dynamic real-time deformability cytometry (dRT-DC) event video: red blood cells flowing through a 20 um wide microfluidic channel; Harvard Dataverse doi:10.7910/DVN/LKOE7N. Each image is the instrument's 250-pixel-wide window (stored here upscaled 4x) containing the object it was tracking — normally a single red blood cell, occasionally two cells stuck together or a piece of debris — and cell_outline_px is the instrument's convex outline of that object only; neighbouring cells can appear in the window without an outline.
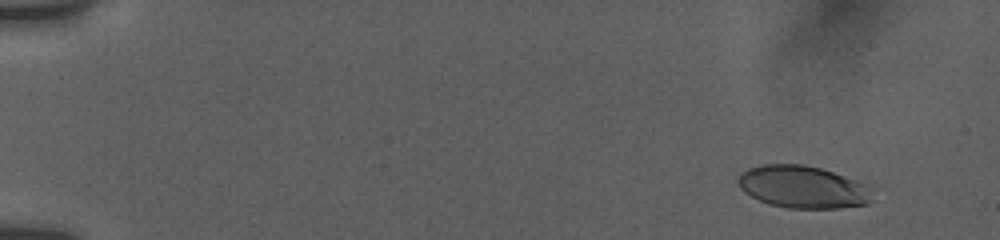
{"species": "human", "species_latin": "Homo sapiens", "temperature_condition": "room temperature", "stored_images_in_passage": 63, "camera_frame_rate_fps": 3000, "um_per_image_px": 0.085, "donor": {"sex": "female"}, "frame": {"image": 1, "passage_image": 8, "time_ms": 1.667, "image_size_px": [1000, 240], "cell_outline_px": [[868, 204], [840, 208], [788, 208], [768, 204], [744, 192], [740, 188], [736, 180], [740, 172], [748, 168], [760, 164], [804, 164], [820, 168], [856, 180], [864, 184], [868, 200]], "centroid_in_image_um": [68.11, 15.88], "position_along_channel_um": 16.9, "area_um2": 32.77}}
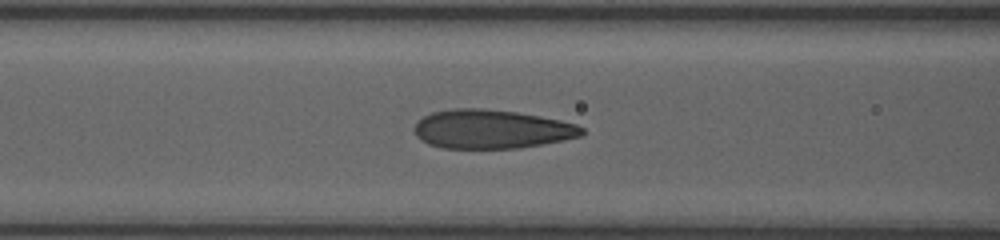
{"frame": {"image": 2, "passage_image": 38, "time_ms": 8.333, "image_size_px": [1000, 240], "cell_outline_px": [[584, 132], [580, 136], [564, 140], [520, 148], [444, 148], [428, 144], [420, 140], [416, 136], [412, 128], [424, 116], [432, 112], [452, 108], [480, 108], [516, 112], [540, 116], [560, 120], [576, 124], [584, 128]], "centroid_in_image_um": [41.76, 10.98], "position_along_channel_um": 124.8, "area_um2": 38.03}}
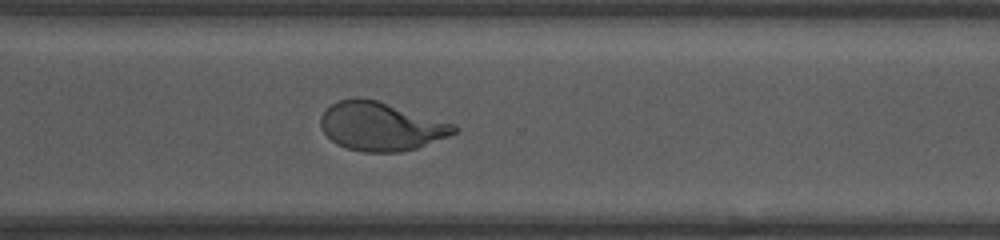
{"frame": {"image": 3, "passage_image": 63, "time_ms": 14.0, "image_size_px": [1000, 240], "cell_outline_px": [[460, 128], [456, 132], [448, 136], [416, 148], [400, 152], [364, 152], [348, 148], [336, 144], [320, 128], [320, 116], [332, 104], [340, 100], [356, 96], [360, 96], [376, 100], [456, 124]], "centroid_in_image_um": [32.37, 10.73], "position_along_channel_um": 338.2, "area_um2": 37.69}}